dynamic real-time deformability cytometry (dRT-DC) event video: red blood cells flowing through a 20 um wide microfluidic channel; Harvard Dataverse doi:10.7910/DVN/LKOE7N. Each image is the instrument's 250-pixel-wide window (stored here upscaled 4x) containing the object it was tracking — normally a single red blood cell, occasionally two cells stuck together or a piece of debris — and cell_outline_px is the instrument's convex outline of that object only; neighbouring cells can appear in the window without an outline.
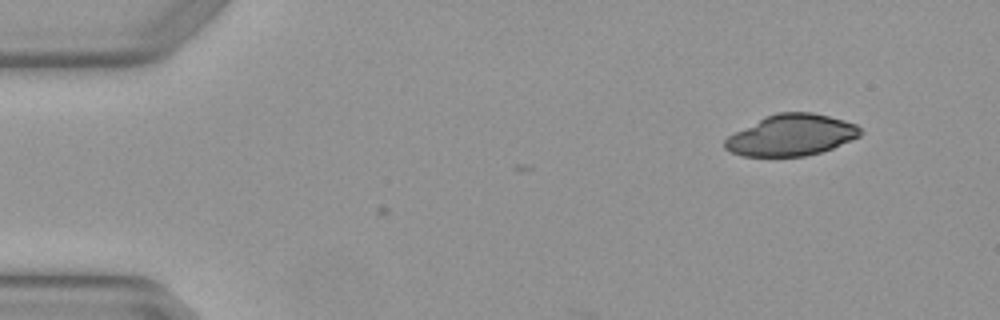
{"species": "Egyptian fruit bat (a non-hibernating species)", "species_latin": "Rousettus aegyptiacus", "temperature_condition": "warm", "stored_images_in_passage": 2, "camera_frame_rate_fps": 3000, "um_per_image_px": 0.085, "animal": {"sex": "female"}, "frame": {"image": 1, "passage_image": 1, "time_ms": 0.0, "image_size_px": [1000, 320], "cell_outline_px": [[860, 136], [852, 140], [832, 148], [820, 152], [804, 156], [740, 156], [724, 148], [724, 140], [728, 136], [764, 116], [780, 112], [812, 112], [844, 120], [856, 124], [860, 128]], "centroid_in_image_um": [67.25, 11.48], "position_along_channel_um": 17.8, "area_um2": 32.43}}